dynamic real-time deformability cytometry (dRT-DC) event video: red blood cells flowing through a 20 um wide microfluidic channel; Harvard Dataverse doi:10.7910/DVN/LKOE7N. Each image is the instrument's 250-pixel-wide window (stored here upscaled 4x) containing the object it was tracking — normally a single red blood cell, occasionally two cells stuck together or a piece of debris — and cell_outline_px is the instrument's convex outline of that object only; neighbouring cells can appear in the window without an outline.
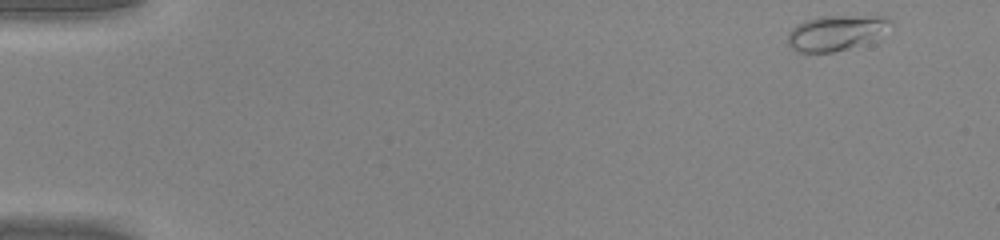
{"species": "common noctule bat (a hibernating species)", "species_latin": "Nyctalus noctula", "temperature_condition": "warm", "stored_images_in_passage": 47, "camera_frame_rate_fps": 3000, "um_per_image_px": 0.085, "animal": {"sex": "male", "body_mass_g": 20.0, "forearm_length_mm": 53.3}, "frame": {"image": 1, "passage_image": 1, "time_ms": 0.0, "image_size_px": [1000, 240], "cell_outline_px": [[892, 24], [856, 44], [848, 48], [832, 52], [796, 52], [788, 44], [788, 32], [796, 24], [804, 20], [820, 16], [884, 16], [892, 20]], "centroid_in_image_um": [70.9, 2.76], "position_along_channel_um": 14.1, "area_um2": 20.17}}
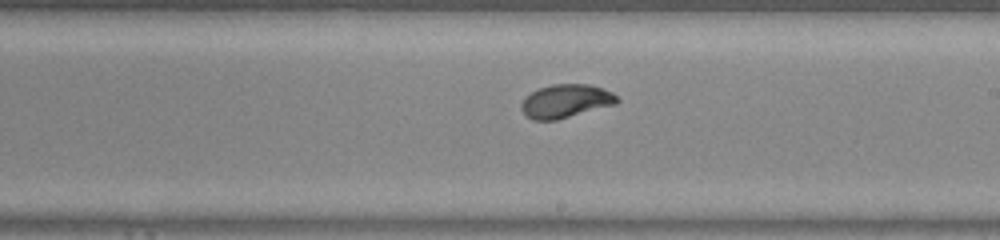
{"frame": {"image": 2, "passage_image": 27, "time_ms": 8.667, "image_size_px": [1000, 240], "cell_outline_px": [[620, 100], [616, 104], [556, 120], [532, 120], [520, 108], [520, 104], [532, 92], [540, 88], [552, 84], [588, 84], [604, 88], [612, 92]], "centroid_in_image_um": [48.12, 8.59], "position_along_channel_um": 240.9, "area_um2": 18.5}}
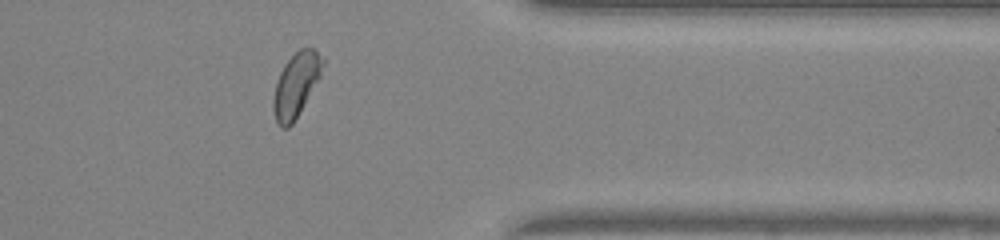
{"frame": {"image": 3, "passage_image": 38, "time_ms": 12.333, "image_size_px": [1000, 240], "cell_outline_px": [[324, 64], [320, 76], [292, 124], [288, 128], [280, 128], [276, 120], [272, 108], [272, 100], [276, 80], [284, 64], [300, 48], [308, 44], [324, 60]], "centroid_in_image_um": [25.13, 7.19], "position_along_channel_um": 386.3, "area_um2": 18.26}, "authors_computed_cell_mechanics": {"area_um2": 18.7272, "velocity_mm_per_s": 4.248, "shape_relaxation_time_tau1_ms": 1.9861, "shape_relaxation_time_tau2_ms": 0.8807, "deformation_change_tau1": 0.125, "deformation_change_tau2": 0.0404}}